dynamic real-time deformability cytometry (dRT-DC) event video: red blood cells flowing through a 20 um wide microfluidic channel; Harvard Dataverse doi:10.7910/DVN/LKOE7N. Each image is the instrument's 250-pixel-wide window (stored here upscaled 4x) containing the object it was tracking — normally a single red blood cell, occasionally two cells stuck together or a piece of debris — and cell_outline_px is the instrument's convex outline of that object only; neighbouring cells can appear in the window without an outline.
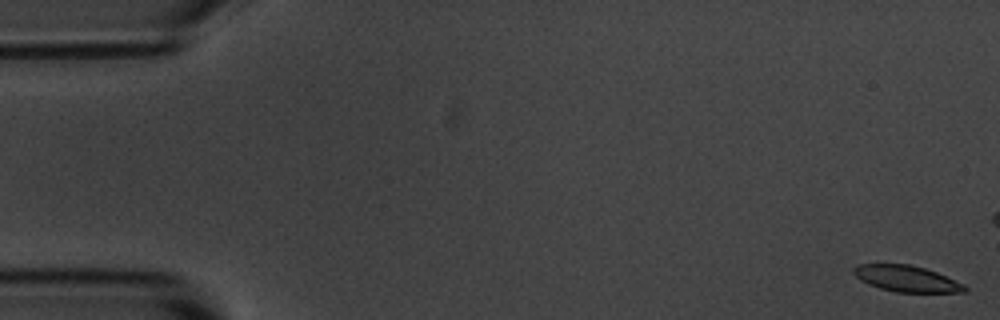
{"species": "common noctule bat (a hibernating species)", "species_latin": "Nyctalus noctula", "temperature_condition": "room temperature", "stored_images_in_passage": 7, "camera_frame_rate_fps": 3000, "um_per_image_px": 0.085, "animal": {"sex": "male", "body_mass_g": 20.1, "forearm_length_mm": 53.5}, "frame": {"image": 1, "passage_image": 1, "time_ms": 0.0, "image_size_px": [1000, 320], "cell_outline_px": [[968, 288], [964, 292], [896, 292], [880, 288], [868, 284], [860, 280], [852, 272], [852, 268], [856, 264], [908, 264], [924, 268], [936, 272], [964, 284]], "centroid_in_image_um": [77.02, 23.68], "position_along_channel_um": 8.0, "area_um2": 16.88}}